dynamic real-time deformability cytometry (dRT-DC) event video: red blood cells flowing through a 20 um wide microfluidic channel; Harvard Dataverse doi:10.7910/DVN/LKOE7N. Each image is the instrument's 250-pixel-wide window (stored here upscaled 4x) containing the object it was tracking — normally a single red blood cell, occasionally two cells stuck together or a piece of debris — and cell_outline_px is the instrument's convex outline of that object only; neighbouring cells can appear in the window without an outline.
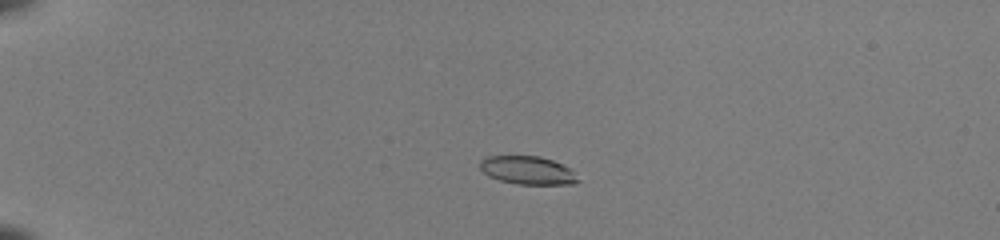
{"species": "common noctule bat (a hibernating species)", "species_latin": "Nyctalus noctula", "temperature_condition": "room temperature", "stored_images_in_passage": 52, "camera_frame_rate_fps": 3000, "um_per_image_px": 0.085, "animal": {"sex": "female", "body_mass_g": 22.0, "forearm_length_mm": 56.7}, "frame": {"image": 1, "passage_image": 14, "time_ms": 4.333, "image_size_px": [1000, 240], "cell_outline_px": [[580, 180], [576, 184], [516, 184], [500, 180], [488, 176], [480, 168], [480, 160], [484, 156], [540, 156], [564, 164]], "centroid_in_image_um": [44.83, 14.47], "position_along_channel_um": 40.2, "area_um2": 16.13}}
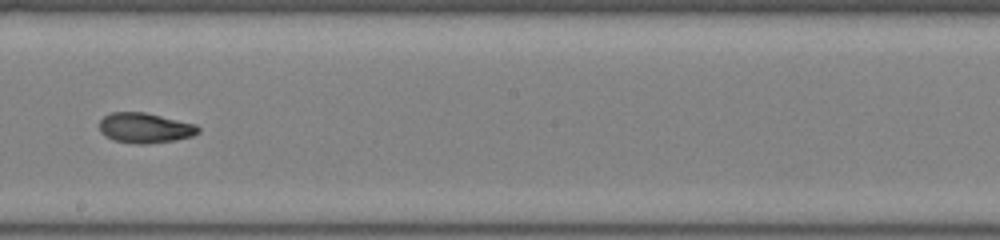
{"frame": {"image": 2, "passage_image": 33, "time_ms": 10.667, "image_size_px": [1000, 240], "cell_outline_px": [[200, 132], [192, 136], [176, 140], [148, 144], [136, 144], [112, 140], [104, 136], [100, 132], [100, 120], [104, 116], [112, 112], [144, 112], [196, 124], [200, 128]], "centroid_in_image_um": [12.32, 10.88], "position_along_channel_um": 235.9, "area_um2": 17.51}}
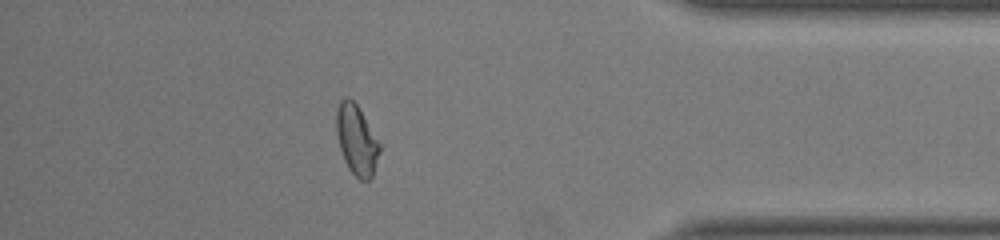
{"frame": {"image": 3, "passage_image": 47, "time_ms": 15.333, "image_size_px": [1000, 240], "cell_outline_px": [[380, 152], [372, 176], [368, 180], [360, 180], [348, 168], [344, 160], [340, 148], [336, 132], [336, 112], [340, 100], [344, 96], [348, 96], [356, 104], [380, 144]], "centroid_in_image_um": [30.29, 11.89], "position_along_channel_um": 404.9, "area_um2": 17.4}, "authors_computed_cell_mechanics": {"area_um2": 17.5712, "velocity_mm_per_s": 4.09, "shape_relaxation_time_tau1_ms": 6.5305, "shape_relaxation_time_tau2_ms": 1.7109, "deformation_change_tau1": 0.2243, "deformation_change_tau2": 0.0624}}